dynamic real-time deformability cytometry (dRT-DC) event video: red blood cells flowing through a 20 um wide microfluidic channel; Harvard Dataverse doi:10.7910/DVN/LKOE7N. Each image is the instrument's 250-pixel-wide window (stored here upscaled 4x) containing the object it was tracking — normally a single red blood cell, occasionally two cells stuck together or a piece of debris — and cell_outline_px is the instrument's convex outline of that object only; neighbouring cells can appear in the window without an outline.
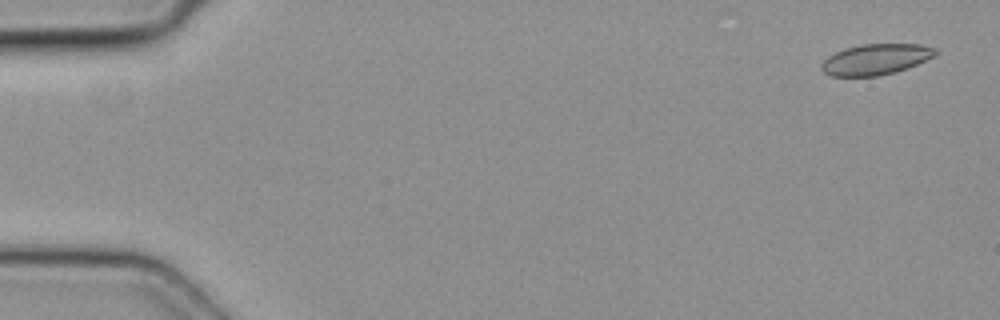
{"species": "common noctule bat (a hibernating species)", "species_latin": "Nyctalus noctula", "temperature_condition": "cold", "stored_images_in_passage": 4, "camera_frame_rate_fps": 3000, "um_per_image_px": 0.085, "animal": {"sex": "female", "body_mass_g": 19.3, "forearm_length_mm": 54.1}, "frame": {"image": 1, "passage_image": 1, "time_ms": 0.0, "image_size_px": [1000, 320], "cell_outline_px": [[936, 52], [932, 56], [908, 68], [896, 72], [876, 76], [832, 76], [824, 72], [820, 68], [820, 64], [828, 56], [844, 48], [860, 44], [920, 44], [936, 48]], "centroid_in_image_um": [74.39, 5.04], "position_along_channel_um": 10.6, "area_um2": 20.35}}